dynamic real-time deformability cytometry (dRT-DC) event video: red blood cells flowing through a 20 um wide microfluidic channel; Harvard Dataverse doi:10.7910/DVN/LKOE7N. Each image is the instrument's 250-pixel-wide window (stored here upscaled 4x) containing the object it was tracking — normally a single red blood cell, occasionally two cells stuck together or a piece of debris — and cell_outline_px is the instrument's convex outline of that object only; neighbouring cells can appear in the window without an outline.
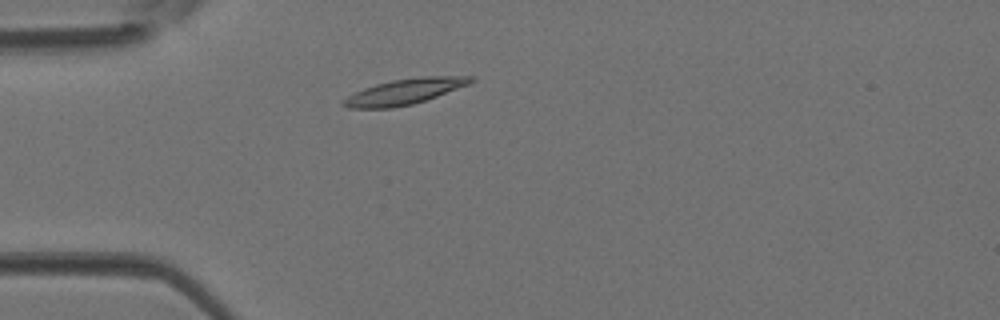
{"species": "Egyptian fruit bat (a non-hibernating species)", "species_latin": "Rousettus aegyptiacus", "temperature_condition": "room temperature", "stored_images_in_passage": 33, "camera_frame_rate_fps": 3000, "um_per_image_px": 0.085, "animal": {"sex": "female"}, "frame": {"image": 1, "passage_image": 1, "time_ms": 0.0, "image_size_px": [1000, 320], "cell_outline_px": [[476, 80], [468, 84], [436, 96], [412, 104], [392, 108], [348, 108], [340, 104], [340, 100], [364, 88], [376, 84], [392, 80], [424, 76], [476, 76]], "centroid_in_image_um": [34.36, 7.78], "position_along_channel_um": 50.6, "area_um2": 18.84}}
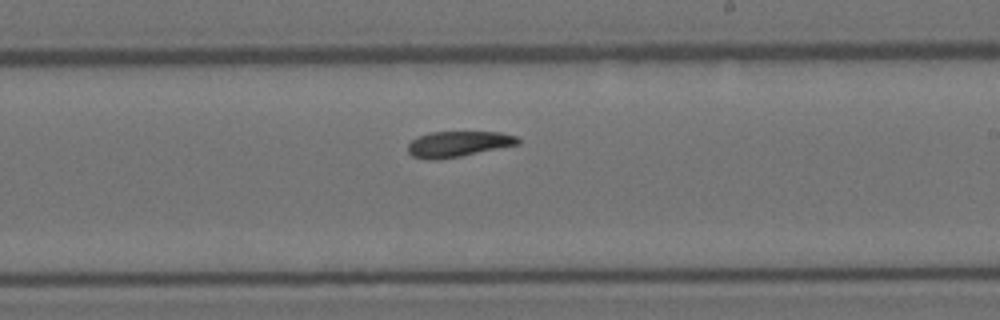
{"frame": {"image": 2, "passage_image": 15, "time_ms": 4.667, "image_size_px": [1000, 320], "cell_outline_px": [[520, 144], [460, 156], [436, 160], [428, 160], [412, 156], [408, 152], [408, 144], [416, 136], [432, 132], [500, 132], [516, 136], [520, 140]], "centroid_in_image_um": [38.92, 12.24], "position_along_channel_um": 250.1, "area_um2": 16.47}}
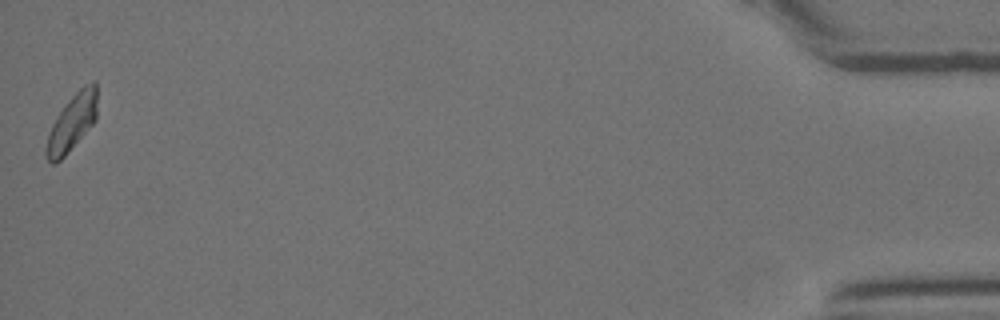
{"frame": {"image": 3, "passage_image": 33, "time_ms": 10.667, "image_size_px": [1000, 320], "cell_outline_px": [[96, 120], [68, 152], [56, 164], [52, 164], [44, 156], [44, 148], [48, 132], [56, 116], [64, 104], [84, 84], [92, 80], [96, 80]], "centroid_in_image_um": [6.08, 10.43], "position_along_channel_um": 429.1, "area_um2": 16.99}}